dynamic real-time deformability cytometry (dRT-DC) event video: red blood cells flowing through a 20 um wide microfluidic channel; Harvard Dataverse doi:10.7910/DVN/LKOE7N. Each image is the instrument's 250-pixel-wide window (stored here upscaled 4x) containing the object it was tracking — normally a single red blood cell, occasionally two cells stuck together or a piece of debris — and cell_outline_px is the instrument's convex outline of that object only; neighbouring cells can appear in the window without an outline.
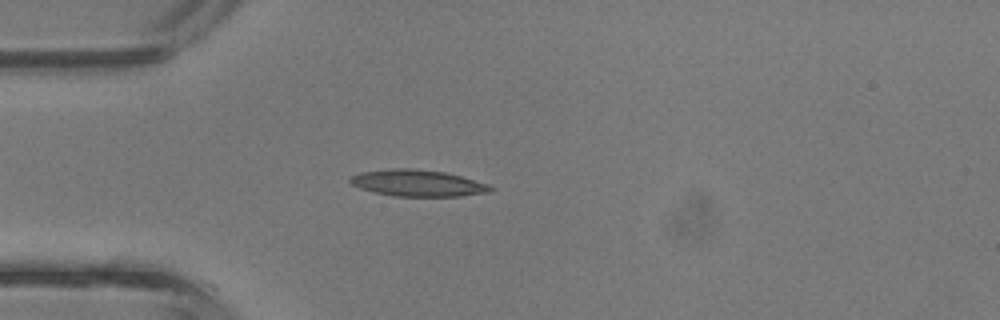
{"species": "common noctule bat (a hibernating species)", "species_latin": "Nyctalus noctula", "temperature_condition": "room temperature", "stored_images_in_passage": 5, "camera_frame_rate_fps": 3000, "um_per_image_px": 0.085, "animal": {"sex": "male", "body_mass_g": 13.3}, "frame": {"image": 1, "passage_image": 5, "time_ms": 1.333, "image_size_px": [1000, 320], "cell_outline_px": [[496, 188], [488, 192], [460, 196], [392, 196], [372, 192], [360, 188], [352, 184], [348, 180], [352, 176], [360, 172], [392, 168], [412, 168], [444, 172], [460, 176], [488, 184]], "centroid_in_image_um": [35.48, 15.56], "position_along_channel_um": 49.5, "area_um2": 21.68}}